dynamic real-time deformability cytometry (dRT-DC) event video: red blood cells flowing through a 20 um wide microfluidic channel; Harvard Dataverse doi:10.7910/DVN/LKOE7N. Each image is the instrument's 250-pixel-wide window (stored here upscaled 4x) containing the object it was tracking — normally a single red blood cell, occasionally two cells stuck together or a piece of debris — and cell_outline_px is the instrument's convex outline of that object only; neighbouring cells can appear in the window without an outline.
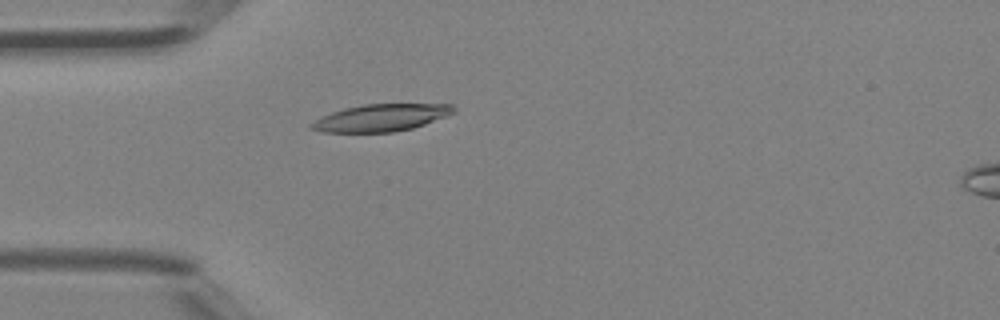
{"species": "Egyptian fruit bat (a non-hibernating species)", "species_latin": "Rousettus aegyptiacus", "temperature_condition": "room temperature", "stored_images_in_passage": 1, "camera_frame_rate_fps": 3000, "um_per_image_px": 0.085, "animal": {"sex": "female"}, "frame": {"image": 1, "passage_image": 1, "time_ms": 0.0, "image_size_px": [1000, 320], "cell_outline_px": [[456, 112], [448, 116], [412, 128], [392, 132], [324, 132], [308, 128], [308, 124], [320, 116], [344, 108], [364, 104], [452, 104], [456, 108]], "centroid_in_image_um": [32.37, 10.0], "position_along_channel_um": 52.6, "area_um2": 22.66}}